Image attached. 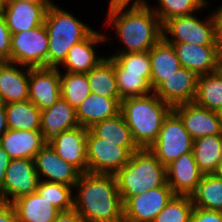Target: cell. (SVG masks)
Listing matches in <instances>:
<instances>
[{
    "label": "cell",
    "instance_id": "23",
    "mask_svg": "<svg viewBox=\"0 0 222 222\" xmlns=\"http://www.w3.org/2000/svg\"><path fill=\"white\" fill-rule=\"evenodd\" d=\"M121 101L120 97L90 93L76 108L78 124L89 129L95 123L116 116L120 113Z\"/></svg>",
    "mask_w": 222,
    "mask_h": 222
},
{
    "label": "cell",
    "instance_id": "49",
    "mask_svg": "<svg viewBox=\"0 0 222 222\" xmlns=\"http://www.w3.org/2000/svg\"><path fill=\"white\" fill-rule=\"evenodd\" d=\"M8 2L9 0H0V13H3Z\"/></svg>",
    "mask_w": 222,
    "mask_h": 222
},
{
    "label": "cell",
    "instance_id": "22",
    "mask_svg": "<svg viewBox=\"0 0 222 222\" xmlns=\"http://www.w3.org/2000/svg\"><path fill=\"white\" fill-rule=\"evenodd\" d=\"M78 126L76 110L61 97L50 108L41 111V132L46 144L57 138L61 132Z\"/></svg>",
    "mask_w": 222,
    "mask_h": 222
},
{
    "label": "cell",
    "instance_id": "37",
    "mask_svg": "<svg viewBox=\"0 0 222 222\" xmlns=\"http://www.w3.org/2000/svg\"><path fill=\"white\" fill-rule=\"evenodd\" d=\"M193 208L191 196L174 195L153 222H189Z\"/></svg>",
    "mask_w": 222,
    "mask_h": 222
},
{
    "label": "cell",
    "instance_id": "52",
    "mask_svg": "<svg viewBox=\"0 0 222 222\" xmlns=\"http://www.w3.org/2000/svg\"><path fill=\"white\" fill-rule=\"evenodd\" d=\"M117 2V0H109V3Z\"/></svg>",
    "mask_w": 222,
    "mask_h": 222
},
{
    "label": "cell",
    "instance_id": "13",
    "mask_svg": "<svg viewBox=\"0 0 222 222\" xmlns=\"http://www.w3.org/2000/svg\"><path fill=\"white\" fill-rule=\"evenodd\" d=\"M173 111L182 120L192 140L205 136L222 135V126L217 111L201 107L194 102L173 107Z\"/></svg>",
    "mask_w": 222,
    "mask_h": 222
},
{
    "label": "cell",
    "instance_id": "6",
    "mask_svg": "<svg viewBox=\"0 0 222 222\" xmlns=\"http://www.w3.org/2000/svg\"><path fill=\"white\" fill-rule=\"evenodd\" d=\"M193 140L180 117L172 110L164 119L158 138L149 150L164 165L192 152Z\"/></svg>",
    "mask_w": 222,
    "mask_h": 222
},
{
    "label": "cell",
    "instance_id": "48",
    "mask_svg": "<svg viewBox=\"0 0 222 222\" xmlns=\"http://www.w3.org/2000/svg\"><path fill=\"white\" fill-rule=\"evenodd\" d=\"M217 178L222 179V159L220 160V162L218 163V166L215 170V172L213 173Z\"/></svg>",
    "mask_w": 222,
    "mask_h": 222
},
{
    "label": "cell",
    "instance_id": "5",
    "mask_svg": "<svg viewBox=\"0 0 222 222\" xmlns=\"http://www.w3.org/2000/svg\"><path fill=\"white\" fill-rule=\"evenodd\" d=\"M44 25L48 34L47 67L53 68H59L67 58L69 49L93 31V28L56 4L47 10Z\"/></svg>",
    "mask_w": 222,
    "mask_h": 222
},
{
    "label": "cell",
    "instance_id": "2",
    "mask_svg": "<svg viewBox=\"0 0 222 222\" xmlns=\"http://www.w3.org/2000/svg\"><path fill=\"white\" fill-rule=\"evenodd\" d=\"M73 189L74 209L84 222H123V203L115 174L83 173Z\"/></svg>",
    "mask_w": 222,
    "mask_h": 222
},
{
    "label": "cell",
    "instance_id": "20",
    "mask_svg": "<svg viewBox=\"0 0 222 222\" xmlns=\"http://www.w3.org/2000/svg\"><path fill=\"white\" fill-rule=\"evenodd\" d=\"M19 66L21 69H19ZM28 87H29L28 66L17 63L15 64L9 61H0V102L1 103L7 104L10 102L28 100Z\"/></svg>",
    "mask_w": 222,
    "mask_h": 222
},
{
    "label": "cell",
    "instance_id": "4",
    "mask_svg": "<svg viewBox=\"0 0 222 222\" xmlns=\"http://www.w3.org/2000/svg\"><path fill=\"white\" fill-rule=\"evenodd\" d=\"M115 177L123 204L131 197L167 183L166 166L149 148L132 153L129 162L115 174Z\"/></svg>",
    "mask_w": 222,
    "mask_h": 222
},
{
    "label": "cell",
    "instance_id": "34",
    "mask_svg": "<svg viewBox=\"0 0 222 222\" xmlns=\"http://www.w3.org/2000/svg\"><path fill=\"white\" fill-rule=\"evenodd\" d=\"M61 98L67 101L75 110L91 93L87 73L60 72Z\"/></svg>",
    "mask_w": 222,
    "mask_h": 222
},
{
    "label": "cell",
    "instance_id": "39",
    "mask_svg": "<svg viewBox=\"0 0 222 222\" xmlns=\"http://www.w3.org/2000/svg\"><path fill=\"white\" fill-rule=\"evenodd\" d=\"M11 37L3 13H0V61L10 62Z\"/></svg>",
    "mask_w": 222,
    "mask_h": 222
},
{
    "label": "cell",
    "instance_id": "19",
    "mask_svg": "<svg viewBox=\"0 0 222 222\" xmlns=\"http://www.w3.org/2000/svg\"><path fill=\"white\" fill-rule=\"evenodd\" d=\"M109 37L105 34L93 30L84 40L73 45L67 58L62 63L68 73H88L105 57H100L96 53L95 46L107 41Z\"/></svg>",
    "mask_w": 222,
    "mask_h": 222
},
{
    "label": "cell",
    "instance_id": "40",
    "mask_svg": "<svg viewBox=\"0 0 222 222\" xmlns=\"http://www.w3.org/2000/svg\"><path fill=\"white\" fill-rule=\"evenodd\" d=\"M189 222H222V211L194 207Z\"/></svg>",
    "mask_w": 222,
    "mask_h": 222
},
{
    "label": "cell",
    "instance_id": "1",
    "mask_svg": "<svg viewBox=\"0 0 222 222\" xmlns=\"http://www.w3.org/2000/svg\"><path fill=\"white\" fill-rule=\"evenodd\" d=\"M107 14L106 22L125 46L116 53L149 51L163 37L162 24L147 0L109 3Z\"/></svg>",
    "mask_w": 222,
    "mask_h": 222
},
{
    "label": "cell",
    "instance_id": "15",
    "mask_svg": "<svg viewBox=\"0 0 222 222\" xmlns=\"http://www.w3.org/2000/svg\"><path fill=\"white\" fill-rule=\"evenodd\" d=\"M197 79L194 72L181 66L153 92L173 108L194 101Z\"/></svg>",
    "mask_w": 222,
    "mask_h": 222
},
{
    "label": "cell",
    "instance_id": "9",
    "mask_svg": "<svg viewBox=\"0 0 222 222\" xmlns=\"http://www.w3.org/2000/svg\"><path fill=\"white\" fill-rule=\"evenodd\" d=\"M48 34L44 24L12 34L10 62L28 67H47Z\"/></svg>",
    "mask_w": 222,
    "mask_h": 222
},
{
    "label": "cell",
    "instance_id": "18",
    "mask_svg": "<svg viewBox=\"0 0 222 222\" xmlns=\"http://www.w3.org/2000/svg\"><path fill=\"white\" fill-rule=\"evenodd\" d=\"M47 10L41 4L9 0L3 15L10 33L16 34L44 24Z\"/></svg>",
    "mask_w": 222,
    "mask_h": 222
},
{
    "label": "cell",
    "instance_id": "10",
    "mask_svg": "<svg viewBox=\"0 0 222 222\" xmlns=\"http://www.w3.org/2000/svg\"><path fill=\"white\" fill-rule=\"evenodd\" d=\"M39 182L33 159H12L0 188L2 203L12 204L20 197L36 192ZM12 197V198H11Z\"/></svg>",
    "mask_w": 222,
    "mask_h": 222
},
{
    "label": "cell",
    "instance_id": "50",
    "mask_svg": "<svg viewBox=\"0 0 222 222\" xmlns=\"http://www.w3.org/2000/svg\"><path fill=\"white\" fill-rule=\"evenodd\" d=\"M217 114H218V118H219L221 126H222V108L217 111Z\"/></svg>",
    "mask_w": 222,
    "mask_h": 222
},
{
    "label": "cell",
    "instance_id": "45",
    "mask_svg": "<svg viewBox=\"0 0 222 222\" xmlns=\"http://www.w3.org/2000/svg\"><path fill=\"white\" fill-rule=\"evenodd\" d=\"M8 130L5 104L0 102V138Z\"/></svg>",
    "mask_w": 222,
    "mask_h": 222
},
{
    "label": "cell",
    "instance_id": "25",
    "mask_svg": "<svg viewBox=\"0 0 222 222\" xmlns=\"http://www.w3.org/2000/svg\"><path fill=\"white\" fill-rule=\"evenodd\" d=\"M149 56L151 59L150 87L154 91L181 65L174 46L163 37L149 50Z\"/></svg>",
    "mask_w": 222,
    "mask_h": 222
},
{
    "label": "cell",
    "instance_id": "12",
    "mask_svg": "<svg viewBox=\"0 0 222 222\" xmlns=\"http://www.w3.org/2000/svg\"><path fill=\"white\" fill-rule=\"evenodd\" d=\"M60 69L29 67L28 100L41 111L50 108L61 97Z\"/></svg>",
    "mask_w": 222,
    "mask_h": 222
},
{
    "label": "cell",
    "instance_id": "31",
    "mask_svg": "<svg viewBox=\"0 0 222 222\" xmlns=\"http://www.w3.org/2000/svg\"><path fill=\"white\" fill-rule=\"evenodd\" d=\"M194 103L212 111L222 108V73L198 76Z\"/></svg>",
    "mask_w": 222,
    "mask_h": 222
},
{
    "label": "cell",
    "instance_id": "36",
    "mask_svg": "<svg viewBox=\"0 0 222 222\" xmlns=\"http://www.w3.org/2000/svg\"><path fill=\"white\" fill-rule=\"evenodd\" d=\"M73 187L62 183L39 180L36 192L60 211L74 209Z\"/></svg>",
    "mask_w": 222,
    "mask_h": 222
},
{
    "label": "cell",
    "instance_id": "3",
    "mask_svg": "<svg viewBox=\"0 0 222 222\" xmlns=\"http://www.w3.org/2000/svg\"><path fill=\"white\" fill-rule=\"evenodd\" d=\"M173 108L154 92L121 101V109L133 139L140 149L149 148L158 138L164 119Z\"/></svg>",
    "mask_w": 222,
    "mask_h": 222
},
{
    "label": "cell",
    "instance_id": "16",
    "mask_svg": "<svg viewBox=\"0 0 222 222\" xmlns=\"http://www.w3.org/2000/svg\"><path fill=\"white\" fill-rule=\"evenodd\" d=\"M88 128L78 126L61 132L49 144L57 155L74 166L81 174L88 173L86 137Z\"/></svg>",
    "mask_w": 222,
    "mask_h": 222
},
{
    "label": "cell",
    "instance_id": "30",
    "mask_svg": "<svg viewBox=\"0 0 222 222\" xmlns=\"http://www.w3.org/2000/svg\"><path fill=\"white\" fill-rule=\"evenodd\" d=\"M91 93L103 97H120L113 59L105 57L87 73Z\"/></svg>",
    "mask_w": 222,
    "mask_h": 222
},
{
    "label": "cell",
    "instance_id": "43",
    "mask_svg": "<svg viewBox=\"0 0 222 222\" xmlns=\"http://www.w3.org/2000/svg\"><path fill=\"white\" fill-rule=\"evenodd\" d=\"M53 222H84V220L75 209H72L61 211Z\"/></svg>",
    "mask_w": 222,
    "mask_h": 222
},
{
    "label": "cell",
    "instance_id": "46",
    "mask_svg": "<svg viewBox=\"0 0 222 222\" xmlns=\"http://www.w3.org/2000/svg\"><path fill=\"white\" fill-rule=\"evenodd\" d=\"M17 1H29L35 4H41L44 5L47 9L55 5L52 0H17Z\"/></svg>",
    "mask_w": 222,
    "mask_h": 222
},
{
    "label": "cell",
    "instance_id": "51",
    "mask_svg": "<svg viewBox=\"0 0 222 222\" xmlns=\"http://www.w3.org/2000/svg\"><path fill=\"white\" fill-rule=\"evenodd\" d=\"M131 2V1H133V0H117V2Z\"/></svg>",
    "mask_w": 222,
    "mask_h": 222
},
{
    "label": "cell",
    "instance_id": "8",
    "mask_svg": "<svg viewBox=\"0 0 222 222\" xmlns=\"http://www.w3.org/2000/svg\"><path fill=\"white\" fill-rule=\"evenodd\" d=\"M88 173L116 174L129 162L132 153L126 148L97 137L90 129L86 137Z\"/></svg>",
    "mask_w": 222,
    "mask_h": 222
},
{
    "label": "cell",
    "instance_id": "24",
    "mask_svg": "<svg viewBox=\"0 0 222 222\" xmlns=\"http://www.w3.org/2000/svg\"><path fill=\"white\" fill-rule=\"evenodd\" d=\"M41 130L8 129L0 138V146L8 153L10 159H33L45 146Z\"/></svg>",
    "mask_w": 222,
    "mask_h": 222
},
{
    "label": "cell",
    "instance_id": "17",
    "mask_svg": "<svg viewBox=\"0 0 222 222\" xmlns=\"http://www.w3.org/2000/svg\"><path fill=\"white\" fill-rule=\"evenodd\" d=\"M167 184L175 195L191 196L204 175L197 166L194 153L181 155L166 166Z\"/></svg>",
    "mask_w": 222,
    "mask_h": 222
},
{
    "label": "cell",
    "instance_id": "28",
    "mask_svg": "<svg viewBox=\"0 0 222 222\" xmlns=\"http://www.w3.org/2000/svg\"><path fill=\"white\" fill-rule=\"evenodd\" d=\"M8 129L41 130V110L29 100L5 104Z\"/></svg>",
    "mask_w": 222,
    "mask_h": 222
},
{
    "label": "cell",
    "instance_id": "7",
    "mask_svg": "<svg viewBox=\"0 0 222 222\" xmlns=\"http://www.w3.org/2000/svg\"><path fill=\"white\" fill-rule=\"evenodd\" d=\"M162 33L168 43L214 45L213 11L205 20L198 19L194 13L170 18L162 25Z\"/></svg>",
    "mask_w": 222,
    "mask_h": 222
},
{
    "label": "cell",
    "instance_id": "32",
    "mask_svg": "<svg viewBox=\"0 0 222 222\" xmlns=\"http://www.w3.org/2000/svg\"><path fill=\"white\" fill-rule=\"evenodd\" d=\"M191 198L194 207L222 211V179L204 174Z\"/></svg>",
    "mask_w": 222,
    "mask_h": 222
},
{
    "label": "cell",
    "instance_id": "11",
    "mask_svg": "<svg viewBox=\"0 0 222 222\" xmlns=\"http://www.w3.org/2000/svg\"><path fill=\"white\" fill-rule=\"evenodd\" d=\"M174 195L166 183L129 198L123 204V222H153Z\"/></svg>",
    "mask_w": 222,
    "mask_h": 222
},
{
    "label": "cell",
    "instance_id": "38",
    "mask_svg": "<svg viewBox=\"0 0 222 222\" xmlns=\"http://www.w3.org/2000/svg\"><path fill=\"white\" fill-rule=\"evenodd\" d=\"M115 75L118 93L122 100L129 97L145 96L153 92L150 83L143 77V75Z\"/></svg>",
    "mask_w": 222,
    "mask_h": 222
},
{
    "label": "cell",
    "instance_id": "26",
    "mask_svg": "<svg viewBox=\"0 0 222 222\" xmlns=\"http://www.w3.org/2000/svg\"><path fill=\"white\" fill-rule=\"evenodd\" d=\"M12 205L18 222H53L61 212L37 192L18 198Z\"/></svg>",
    "mask_w": 222,
    "mask_h": 222
},
{
    "label": "cell",
    "instance_id": "35",
    "mask_svg": "<svg viewBox=\"0 0 222 222\" xmlns=\"http://www.w3.org/2000/svg\"><path fill=\"white\" fill-rule=\"evenodd\" d=\"M158 6H150L163 25L170 18L190 15L203 8L206 9L208 0H158Z\"/></svg>",
    "mask_w": 222,
    "mask_h": 222
},
{
    "label": "cell",
    "instance_id": "42",
    "mask_svg": "<svg viewBox=\"0 0 222 222\" xmlns=\"http://www.w3.org/2000/svg\"><path fill=\"white\" fill-rule=\"evenodd\" d=\"M0 222H18L17 213L12 204L0 203Z\"/></svg>",
    "mask_w": 222,
    "mask_h": 222
},
{
    "label": "cell",
    "instance_id": "44",
    "mask_svg": "<svg viewBox=\"0 0 222 222\" xmlns=\"http://www.w3.org/2000/svg\"><path fill=\"white\" fill-rule=\"evenodd\" d=\"M10 160L8 153L0 146V188L3 186L6 169L9 166Z\"/></svg>",
    "mask_w": 222,
    "mask_h": 222
},
{
    "label": "cell",
    "instance_id": "47",
    "mask_svg": "<svg viewBox=\"0 0 222 222\" xmlns=\"http://www.w3.org/2000/svg\"><path fill=\"white\" fill-rule=\"evenodd\" d=\"M217 52V71L222 73V49H216Z\"/></svg>",
    "mask_w": 222,
    "mask_h": 222
},
{
    "label": "cell",
    "instance_id": "14",
    "mask_svg": "<svg viewBox=\"0 0 222 222\" xmlns=\"http://www.w3.org/2000/svg\"><path fill=\"white\" fill-rule=\"evenodd\" d=\"M39 180L62 183L74 187L81 173L71 164L60 158L50 144L45 146L34 158Z\"/></svg>",
    "mask_w": 222,
    "mask_h": 222
},
{
    "label": "cell",
    "instance_id": "21",
    "mask_svg": "<svg viewBox=\"0 0 222 222\" xmlns=\"http://www.w3.org/2000/svg\"><path fill=\"white\" fill-rule=\"evenodd\" d=\"M174 46L179 63L197 76L217 71V52L214 45L170 43Z\"/></svg>",
    "mask_w": 222,
    "mask_h": 222
},
{
    "label": "cell",
    "instance_id": "33",
    "mask_svg": "<svg viewBox=\"0 0 222 222\" xmlns=\"http://www.w3.org/2000/svg\"><path fill=\"white\" fill-rule=\"evenodd\" d=\"M113 59L115 74L143 75L150 83L151 59L149 51L136 53H115Z\"/></svg>",
    "mask_w": 222,
    "mask_h": 222
},
{
    "label": "cell",
    "instance_id": "27",
    "mask_svg": "<svg viewBox=\"0 0 222 222\" xmlns=\"http://www.w3.org/2000/svg\"><path fill=\"white\" fill-rule=\"evenodd\" d=\"M89 129L97 137L126 147L131 153H135L140 149L134 141L132 133L121 112L114 117L95 123Z\"/></svg>",
    "mask_w": 222,
    "mask_h": 222
},
{
    "label": "cell",
    "instance_id": "41",
    "mask_svg": "<svg viewBox=\"0 0 222 222\" xmlns=\"http://www.w3.org/2000/svg\"><path fill=\"white\" fill-rule=\"evenodd\" d=\"M216 10L213 12L214 46L216 49H222V6Z\"/></svg>",
    "mask_w": 222,
    "mask_h": 222
},
{
    "label": "cell",
    "instance_id": "29",
    "mask_svg": "<svg viewBox=\"0 0 222 222\" xmlns=\"http://www.w3.org/2000/svg\"><path fill=\"white\" fill-rule=\"evenodd\" d=\"M192 151L199 170L203 174H213L222 159V135L194 140Z\"/></svg>",
    "mask_w": 222,
    "mask_h": 222
}]
</instances>
